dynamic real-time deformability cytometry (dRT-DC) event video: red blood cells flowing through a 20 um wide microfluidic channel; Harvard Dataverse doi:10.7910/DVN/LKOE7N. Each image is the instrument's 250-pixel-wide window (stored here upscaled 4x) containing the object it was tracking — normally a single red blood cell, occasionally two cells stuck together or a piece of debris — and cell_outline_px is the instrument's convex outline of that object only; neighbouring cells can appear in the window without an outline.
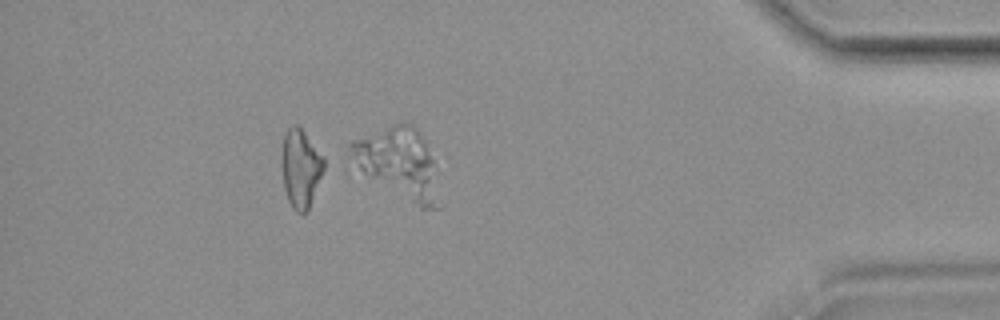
{"species": "common noctule bat (a hibernating species)", "species_latin": "Nyctalus noctula", "temperature_condition": "room temperature", "stored_images_in_passage": 49, "segment_of_instrument_passage": [2, 2], "camera_frame_rate_fps": 3000, "um_per_image_px": 0.085, "animal": {"sex": "female", "body_mass_g": 19.9}, "frame": {"image": 1, "passage_image": 49, "time_ms": 16.0, "image_size_px": [1000, 320], "cell_outline_px": [[444, 204], [440, 208], [420, 208], [364, 172], [360, 168], [348, 144], [352, 140], [392, 124], [412, 124], [416, 128], [424, 140], [432, 160]], "centroid_in_image_um": [33.99, 13.89], "position_along_channel_um": 401.2, "area_um2": 35.32}}